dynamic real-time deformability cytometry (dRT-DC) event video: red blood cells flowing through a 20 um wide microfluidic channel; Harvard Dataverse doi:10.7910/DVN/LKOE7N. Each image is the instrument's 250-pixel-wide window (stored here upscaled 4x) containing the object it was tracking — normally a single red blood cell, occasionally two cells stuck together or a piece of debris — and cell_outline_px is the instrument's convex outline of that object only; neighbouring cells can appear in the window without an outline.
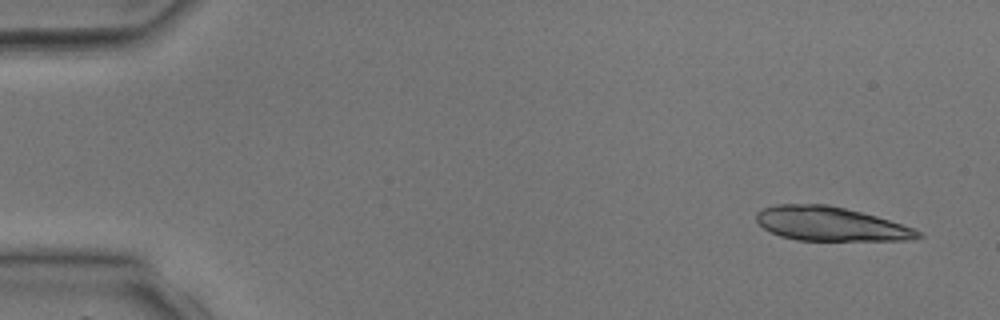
{"species": "common noctule bat (a hibernating species)", "species_latin": "Nyctalus noctula", "temperature_condition": "room temperature", "stored_images_in_passage": 4, "camera_frame_rate_fps": 3000, "um_per_image_px": 0.085, "animal": {"sex": "male", "body_mass_g": 17.9, "forearm_length_mm": 54.2}, "frame": {"image": 1, "passage_image": 1, "time_ms": 0.0, "image_size_px": [1000, 320], "cell_outline_px": [[924, 236], [908, 240], [796, 240], [780, 236], [764, 228], [756, 220], [756, 212], [764, 208], [776, 204], [828, 204], [876, 216], [916, 228], [924, 232]], "centroid_in_image_um": [70.63, 19.03], "position_along_channel_um": 14.4, "area_um2": 32.08}}